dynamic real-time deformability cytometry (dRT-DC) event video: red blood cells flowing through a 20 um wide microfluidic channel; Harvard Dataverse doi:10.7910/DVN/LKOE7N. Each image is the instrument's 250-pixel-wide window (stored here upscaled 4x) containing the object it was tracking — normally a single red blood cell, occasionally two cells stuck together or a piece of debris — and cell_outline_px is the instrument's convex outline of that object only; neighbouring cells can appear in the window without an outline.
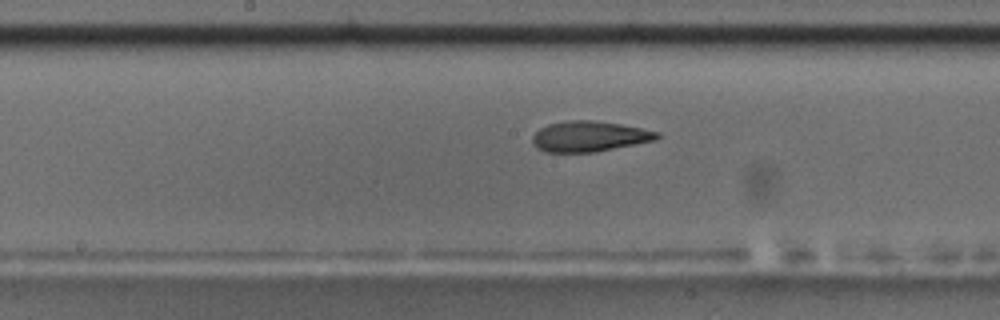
{"species": "common noctule bat (a hibernating species)", "species_latin": "Nyctalus noctula", "temperature_condition": "room temperature", "stored_images_in_passage": 48, "camera_frame_rate_fps": 3000, "um_per_image_px": 0.085, "animal": {"sex": "male", "body_mass_g": 17.5, "forearm_length_mm": 52.3}, "frame": {"image": 1, "passage_image": 21, "time_ms": 6.667, "image_size_px": [1000, 320], "cell_outline_px": [[660, 136], [656, 140], [592, 152], [544, 152], [536, 148], [532, 140], [532, 136], [540, 128], [548, 124], [568, 120], [592, 120], [620, 124], [660, 132]], "centroid_in_image_um": [50.06, 11.59], "position_along_channel_um": 198.1, "area_um2": 22.02}, "authors_computed_cell_mechanics": {"area_um2": 22.4842, "velocity_mm_per_s": 3.679, "shape_relaxation_time_tau1_ms": 7.3448, "shape_relaxation_time_tau2_ms": 2.7503, "deformation_change_tau1": 0.2384, "deformation_change_tau2": 0.1146}}